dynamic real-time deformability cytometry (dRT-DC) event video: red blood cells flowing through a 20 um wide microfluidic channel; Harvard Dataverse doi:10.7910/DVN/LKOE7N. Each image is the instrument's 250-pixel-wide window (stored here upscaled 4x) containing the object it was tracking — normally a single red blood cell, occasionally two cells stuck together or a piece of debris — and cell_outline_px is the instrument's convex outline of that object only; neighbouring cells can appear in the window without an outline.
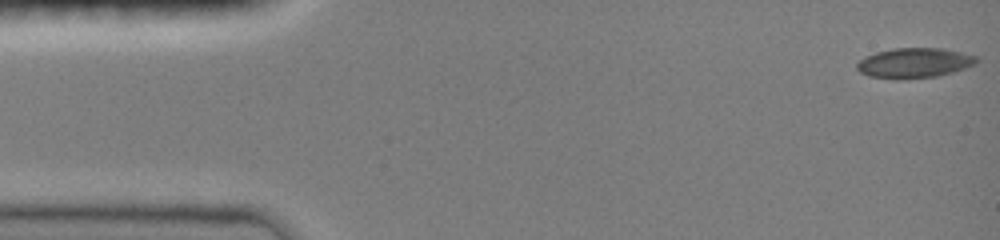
{"species": "common noctule bat (a hibernating species)", "species_latin": "Nyctalus noctula", "temperature_condition": "room temperature", "stored_images_in_passage": 29, "camera_frame_rate_fps": 3000, "um_per_image_px": 0.085, "animal": {"sex": "female", "body_mass_g": 19.0, "forearm_length_mm": 51.5}, "frame": {"image": 1, "passage_image": 1, "time_ms": 0.0, "image_size_px": [1000, 240], "cell_outline_px": [[980, 60], [976, 64], [952, 72], [936, 76], [900, 80], [896, 80], [868, 76], [860, 72], [856, 68], [856, 64], [860, 60], [876, 52], [892, 48], [940, 48], [960, 52], [976, 56]], "centroid_in_image_um": [77.7, 5.36], "position_along_channel_um": 7.3, "area_um2": 20.98}}
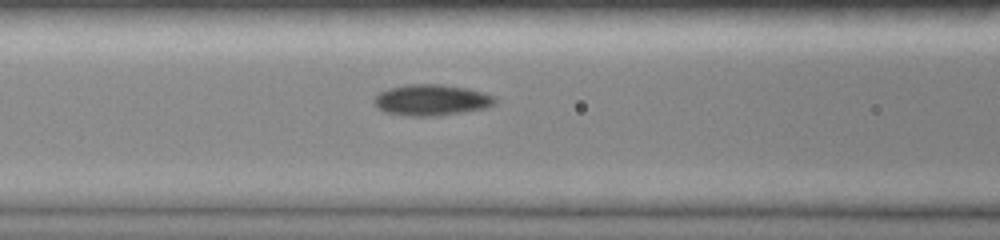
{"frame": {"image": 2, "passage_image": 15, "time_ms": 6.0, "image_size_px": [1000, 240], "cell_outline_px": [[496, 104], [488, 108], [440, 116], [404, 116], [384, 112], [376, 108], [372, 100], [380, 92], [388, 88], [408, 84], [440, 84], [468, 88], [484, 92], [492, 96], [496, 100]], "centroid_in_image_um": [36.66, 8.51], "position_along_channel_um": 129.9, "area_um2": 22.31}}
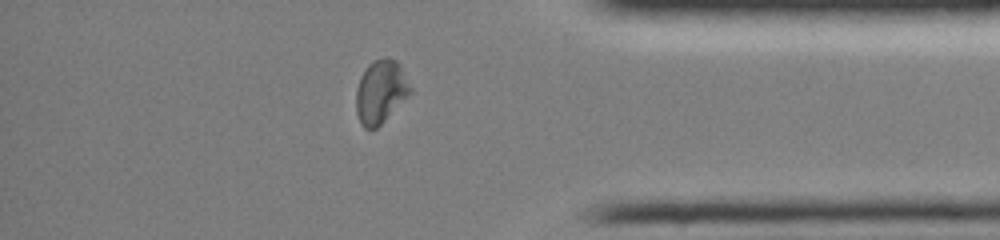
{"frame": {"image": 3, "passage_image": 25, "time_ms": 13.0, "image_size_px": [1000, 240], "cell_outline_px": [[412, 92], [376, 128], [364, 128], [360, 124], [356, 112], [356, 88], [360, 76], [368, 64], [372, 60], [384, 56], [396, 60], [400, 64], [412, 88]], "centroid_in_image_um": [32.34, 7.75], "position_along_channel_um": 402.9, "area_um2": 20.11}, "authors_computed_cell_mechanics": {"area_um2": 20.4034, "velocity_mm_per_s": 4.0427, "shape_relaxation_time_tau1_ms": 8.1158, "shape_relaxation_time_tau2_ms": 4.898, "deformation_change_tau1": 0.1868, "deformation_change_tau2": 0.0786}}